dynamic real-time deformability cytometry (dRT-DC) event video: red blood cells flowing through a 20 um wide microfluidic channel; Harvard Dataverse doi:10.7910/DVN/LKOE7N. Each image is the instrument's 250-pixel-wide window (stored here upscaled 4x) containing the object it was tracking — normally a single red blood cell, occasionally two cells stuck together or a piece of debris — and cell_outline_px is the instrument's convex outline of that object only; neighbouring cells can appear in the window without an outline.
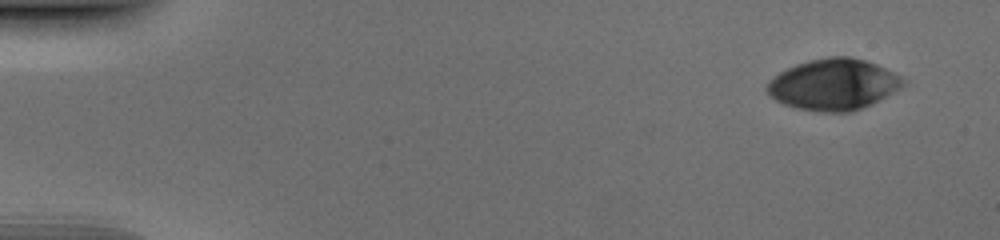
{"species": "human", "species_latin": "Homo sapiens", "temperature_condition": "cold", "stored_images_in_passage": 49, "camera_frame_rate_fps": 3000, "um_per_image_px": 0.085, "donor": {"sex": "male"}, "frame": {"image": 1, "passage_image": 1, "time_ms": 0.0, "image_size_px": [1000, 240], "cell_outline_px": [[904, 84], [900, 88], [872, 104], [852, 112], [820, 112], [796, 108], [784, 104], [776, 100], [764, 88], [768, 80], [780, 72], [796, 64], [808, 60], [828, 56], [852, 56], [876, 64], [900, 76], [904, 80]], "centroid_in_image_um": [70.82, 7.18], "position_along_channel_um": 14.2, "area_um2": 40.58}}
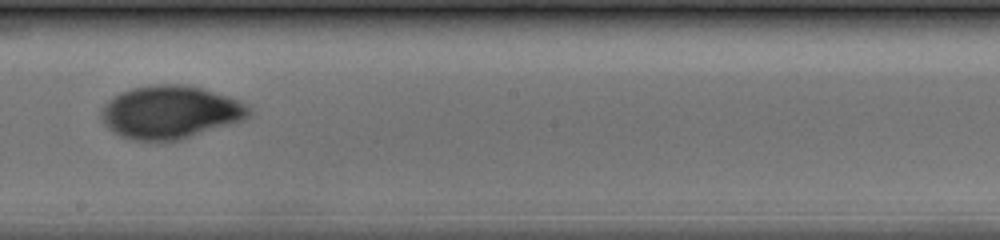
{"frame": {"image": 2, "passage_image": 28, "time_ms": 9.0, "image_size_px": [1000, 240], "cell_outline_px": [[252, 116], [244, 120], [180, 140], [132, 140], [120, 136], [112, 132], [104, 124], [100, 116], [100, 108], [112, 96], [120, 92], [132, 88], [156, 84], [184, 84], [204, 88], [240, 100], [252, 112]], "centroid_in_image_um": [14.46, 9.53], "position_along_channel_um": 233.7, "area_um2": 46.01}}
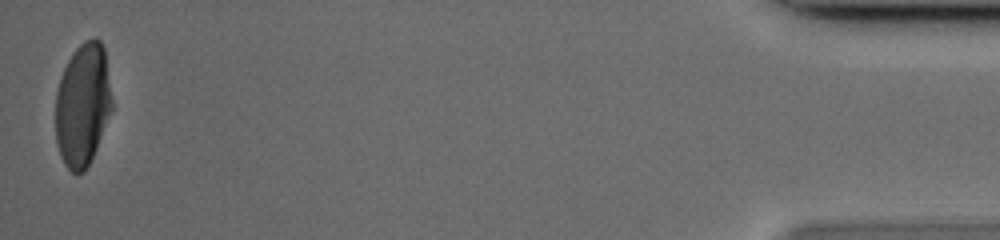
{"frame": {"image": 3, "passage_image": 49, "time_ms": 16.0, "image_size_px": [1000, 240], "cell_outline_px": [[112, 112], [96, 148], [84, 172], [76, 176], [64, 164], [60, 156], [56, 144], [56, 92], [60, 76], [72, 52], [84, 40], [92, 36], [96, 36], [100, 40], [104, 48], [112, 100]], "centroid_in_image_um": [7.02, 8.89], "position_along_channel_um": 428.2, "area_um2": 40.81}}